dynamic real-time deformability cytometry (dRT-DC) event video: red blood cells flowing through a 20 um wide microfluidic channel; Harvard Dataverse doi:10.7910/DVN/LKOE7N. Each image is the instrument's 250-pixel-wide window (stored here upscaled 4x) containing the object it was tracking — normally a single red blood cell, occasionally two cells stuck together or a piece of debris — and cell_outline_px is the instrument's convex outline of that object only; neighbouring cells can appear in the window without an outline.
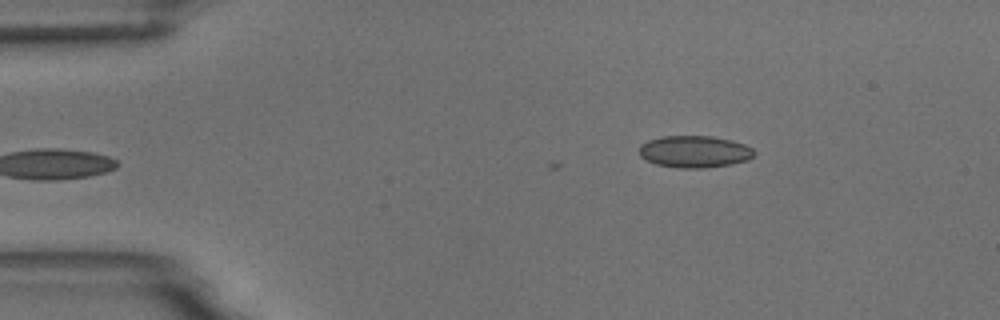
{"species": "common noctule bat (a hibernating species)", "species_latin": "Nyctalus noctula", "temperature_condition": "room temperature", "stored_images_in_passage": 3, "camera_frame_rate_fps": 3000, "um_per_image_px": 0.085, "animal": {"sex": "male", "body_mass_g": 18.8}, "frame": {"image": 1, "passage_image": 1, "time_ms": 0.0, "image_size_px": [1000, 320], "cell_outline_px": [[756, 152], [748, 160], [732, 164], [704, 168], [680, 168], [656, 164], [640, 156], [640, 144], [648, 140], [660, 136], [712, 136], [732, 140], [744, 144], [752, 148]], "centroid_in_image_um": [59.04, 12.88], "position_along_channel_um": 26.0, "area_um2": 21.44}}